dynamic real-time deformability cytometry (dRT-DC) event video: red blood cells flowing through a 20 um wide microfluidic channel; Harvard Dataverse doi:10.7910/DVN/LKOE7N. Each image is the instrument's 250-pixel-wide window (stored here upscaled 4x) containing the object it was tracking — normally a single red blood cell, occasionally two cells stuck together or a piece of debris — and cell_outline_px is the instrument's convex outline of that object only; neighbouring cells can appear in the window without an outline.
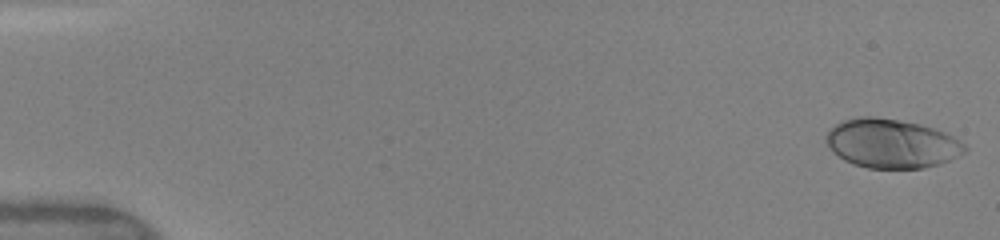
{"species": "human", "species_latin": "Homo sapiens", "temperature_condition": "warm", "stored_images_in_passage": 49, "camera_frame_rate_fps": 3000, "um_per_image_px": 0.085, "donor": {"sex": "female"}, "frame": {"image": 1, "passage_image": 1, "time_ms": 0.0, "image_size_px": [1000, 240], "cell_outline_px": [[968, 148], [964, 152], [948, 160], [924, 168], [868, 168], [852, 164], [844, 160], [832, 152], [824, 140], [824, 136], [828, 128], [844, 120], [856, 116], [876, 116], [920, 124], [944, 132], [960, 140]], "centroid_in_image_um": [75.71, 12.19], "position_along_channel_um": 9.3, "area_um2": 39.77}}
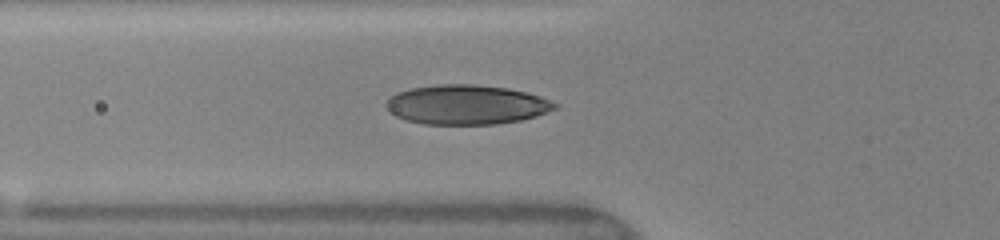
{"frame": {"image": 2, "passage_image": 18, "time_ms": 5.667, "image_size_px": [1000, 240], "cell_outline_px": [[560, 104], [556, 108], [536, 116], [520, 120], [496, 124], [424, 124], [404, 120], [396, 116], [384, 108], [384, 104], [396, 92], [412, 88], [440, 84], [472, 84], [508, 88], [540, 96]], "centroid_in_image_um": [39.63, 8.9], "position_along_channel_um": 86.2, "area_um2": 38.9}}
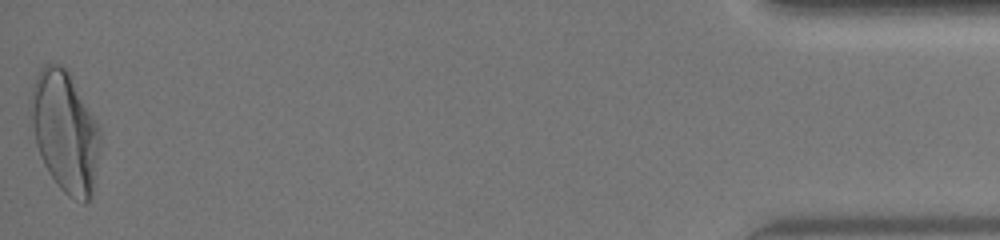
{"frame": {"image": 3, "passage_image": 49, "time_ms": 16.0, "image_size_px": [1000, 240], "cell_outline_px": [[100, 144], [92, 192], [88, 200], [84, 204], [68, 196], [60, 188], [48, 172], [44, 164], [36, 144], [28, 108], [28, 100], [36, 76], [40, 68], [44, 64], [52, 60], [68, 68], [100, 128]], "centroid_in_image_um": [5.5, 11.11], "position_along_channel_um": 429.7, "area_um2": 49.36}, "authors_computed_cell_mechanics": {"area_um2": 38.4948, "velocity_mm_per_s": 4.1227, "shape_relaxation_time_tau1_ms": 3.6436, "shape_relaxation_time_tau2_ms": null, "deformation_change_tau1": 0.184, "deformation_change_tau2": null}}